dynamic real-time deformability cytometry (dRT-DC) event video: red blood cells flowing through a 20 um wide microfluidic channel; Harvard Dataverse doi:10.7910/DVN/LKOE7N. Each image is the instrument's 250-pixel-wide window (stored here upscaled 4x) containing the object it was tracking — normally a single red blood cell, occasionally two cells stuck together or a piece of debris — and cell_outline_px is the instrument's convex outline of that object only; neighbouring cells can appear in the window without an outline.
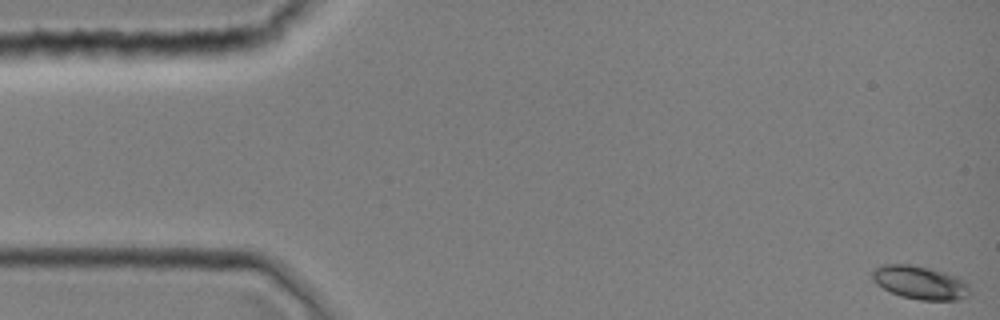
{"species": "common noctule bat (a hibernating species)", "species_latin": "Nyctalus noctula", "temperature_condition": "room temperature", "stored_images_in_passage": 11, "camera_frame_rate_fps": 3000, "um_per_image_px": 0.085, "animal": {"sex": "female", "body_mass_g": 19.0, "forearm_length_mm": 51.5}, "frame": {"image": 1, "passage_image": 1, "time_ms": 0.0, "image_size_px": [1000, 320], "cell_outline_px": [[968, 296], [956, 300], [920, 300], [900, 296], [876, 284], [872, 280], [872, 268], [884, 264], [912, 264], [944, 272], [956, 276], [964, 280], [968, 284]], "centroid_in_image_um": [78.17, 24.01], "position_along_channel_um": 6.8, "area_um2": 18.96}}
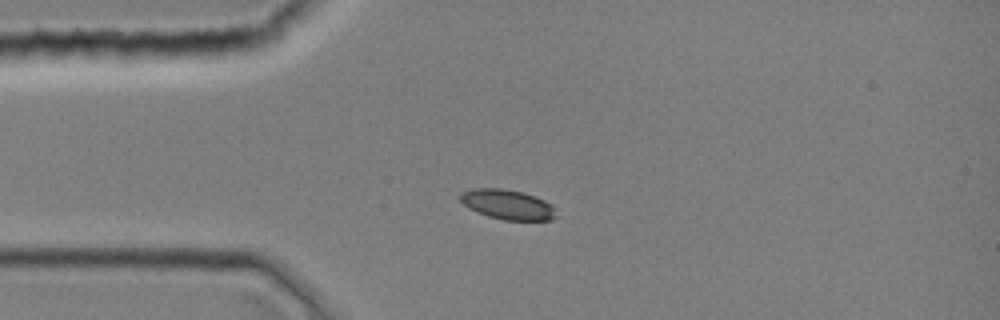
{"frame": {"image": 2, "passage_image": 10, "time_ms": 3.0, "image_size_px": [1000, 320], "cell_outline_px": [[556, 216], [552, 220], [504, 220], [488, 216], [468, 208], [460, 200], [460, 192], [472, 188], [500, 188], [524, 192], [544, 200], [552, 204], [556, 208]], "centroid_in_image_um": [43.15, 17.38], "position_along_channel_um": 41.8, "area_um2": 16.82}}